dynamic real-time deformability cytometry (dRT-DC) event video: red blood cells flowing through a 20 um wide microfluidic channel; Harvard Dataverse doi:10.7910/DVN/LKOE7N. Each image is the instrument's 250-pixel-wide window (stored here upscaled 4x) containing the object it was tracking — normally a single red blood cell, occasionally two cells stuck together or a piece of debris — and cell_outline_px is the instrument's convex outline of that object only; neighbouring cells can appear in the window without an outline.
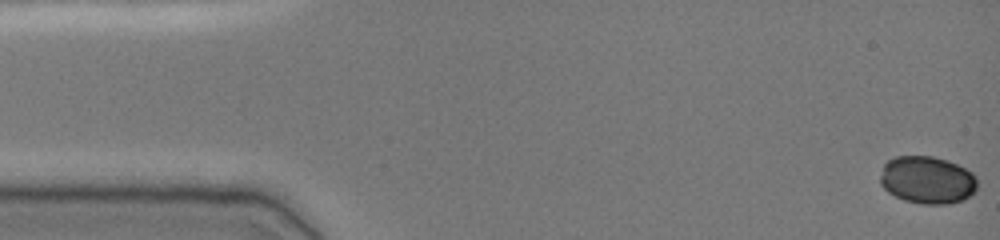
{"species": "common noctule bat (a hibernating species)", "species_latin": "Nyctalus noctula", "temperature_condition": "cold", "stored_images_in_passage": 49, "camera_frame_rate_fps": 3000, "um_per_image_px": 0.085, "animal": {"sex": "female", "body_mass_g": 19.0, "forearm_length_mm": 51.5}, "frame": {"image": 1, "passage_image": 1, "time_ms": 0.0, "image_size_px": [1000, 240], "cell_outline_px": [[976, 188], [964, 200], [948, 204], [920, 204], [904, 200], [888, 192], [880, 184], [880, 176], [884, 164], [888, 160], [896, 156], [932, 156], [948, 160], [972, 172], [976, 176]], "centroid_in_image_um": [78.8, 15.3], "position_along_channel_um": 6.2, "area_um2": 26.93}}
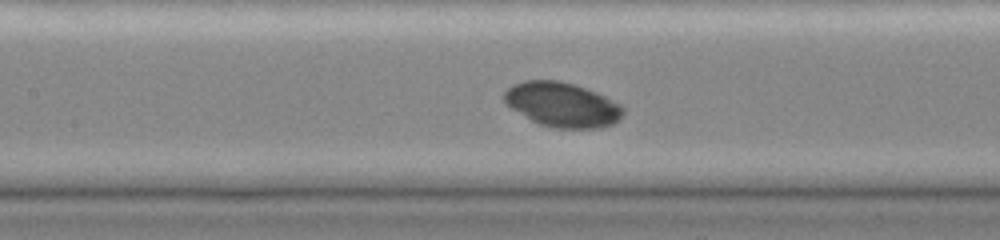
{"frame": {"image": 2, "passage_image": 23, "time_ms": 7.333, "image_size_px": [1000, 240], "cell_outline_px": [[624, 112], [620, 120], [612, 124], [600, 128], [556, 128], [540, 124], [532, 120], [504, 104], [504, 92], [512, 84], [524, 80], [560, 80], [596, 92], [620, 104], [624, 108]], "centroid_in_image_um": [47.78, 8.89], "position_along_channel_um": 159.6, "area_um2": 30.87}}
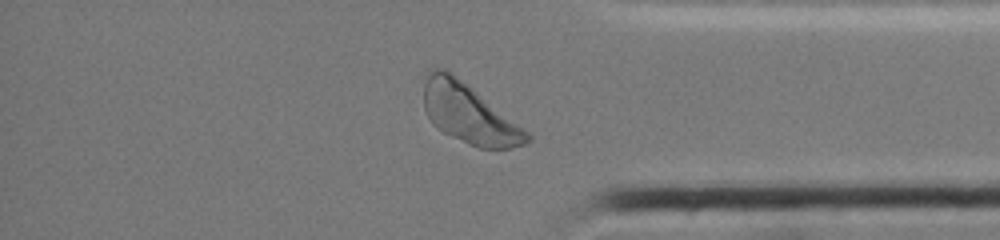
{"frame": {"image": 3, "passage_image": 42, "time_ms": 13.667, "image_size_px": [1000, 240], "cell_outline_px": [[532, 140], [524, 144], [512, 148], [480, 148], [468, 144], [436, 128], [432, 124], [424, 108], [424, 84], [428, 68], [444, 68], [528, 132], [532, 136]], "centroid_in_image_um": [39.81, 9.68], "position_along_channel_um": 395.4, "area_um2": 34.91}}